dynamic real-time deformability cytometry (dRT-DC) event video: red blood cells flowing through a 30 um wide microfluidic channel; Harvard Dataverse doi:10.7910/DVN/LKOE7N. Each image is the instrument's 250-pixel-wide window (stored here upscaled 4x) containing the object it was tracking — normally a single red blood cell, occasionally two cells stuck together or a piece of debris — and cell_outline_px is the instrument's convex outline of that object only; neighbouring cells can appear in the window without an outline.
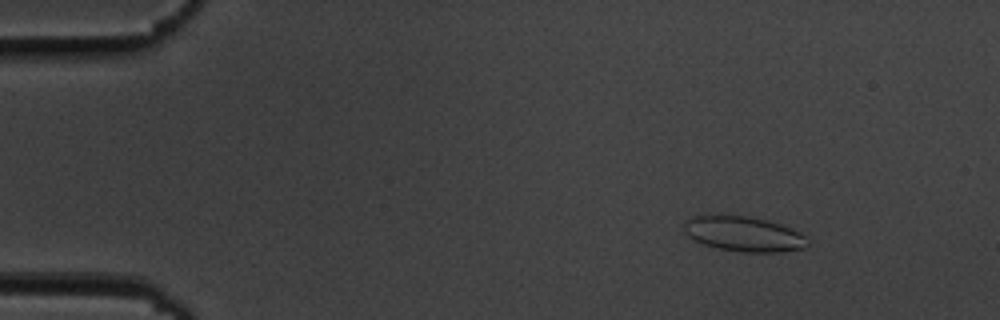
{"species": "common noctule bat (a hibernating species)", "species_latin": "Nyctalus noctula", "temperature_condition": "cold", "stored_images_in_passage": 56, "camera_frame_rate_fps": 3000, "um_per_image_px": 0.085, "animal": {"sex": "male", "body_mass_g": 19.5, "forearm_length_mm": 54.6}, "frame": {"image": 1, "passage_image": 7, "time_ms": 2.0, "image_size_px": [1000, 320], "cell_outline_px": [[812, 244], [804, 248], [780, 252], [740, 252], [720, 248], [704, 244], [688, 236], [684, 232], [684, 224], [692, 216], [748, 216], [768, 220], [780, 224], [804, 236]], "centroid_in_image_um": [63.24, 19.9], "position_along_channel_um": 21.8, "area_um2": 24.85}}
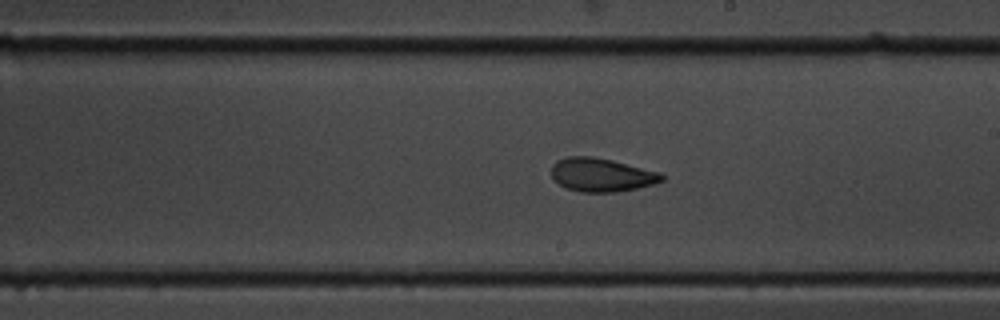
{"frame": {"image": 2, "passage_image": 32, "time_ms": 10.333, "image_size_px": [1000, 320], "cell_outline_px": [[664, 180], [656, 184], [616, 192], [580, 192], [564, 188], [552, 180], [552, 164], [556, 160], [568, 156], [592, 156], [612, 160], [660, 172], [664, 176]], "centroid_in_image_um": [51.1, 14.87], "position_along_channel_um": 237.9, "area_um2": 21.85}}
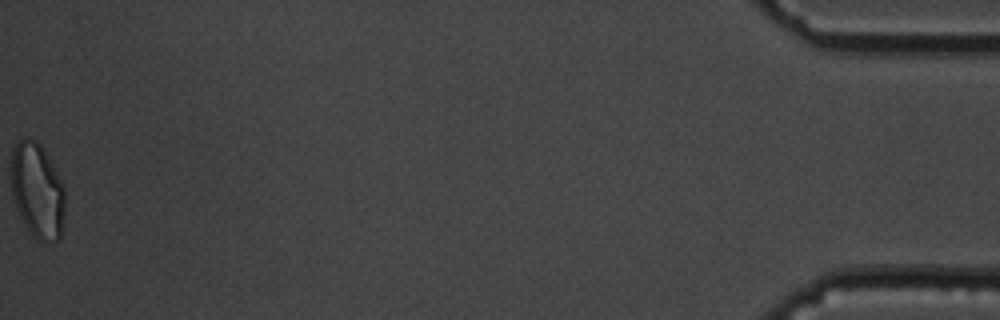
{"frame": {"image": 3, "passage_image": 56, "time_ms": 18.333, "image_size_px": [1000, 320], "cell_outline_px": [[64, 212], [60, 240], [36, 240], [28, 232], [16, 208], [12, 196], [12, 148], [24, 136], [28, 136], [40, 144], [56, 172], [64, 188]], "centroid_in_image_um": [3.15, 16.22], "position_along_channel_um": 432.0, "area_um2": 29.65}, "authors_computed_cell_mechanics": {"area_um2": 22.6865, "velocity_mm_per_s": 3.6013, "shape_relaxation_time_tau1_ms": 3.9277, "shape_relaxation_time_tau2_ms": 3.5382, "deformation_change_tau1": 0.1087, "deformation_change_tau2": 0.0743}}